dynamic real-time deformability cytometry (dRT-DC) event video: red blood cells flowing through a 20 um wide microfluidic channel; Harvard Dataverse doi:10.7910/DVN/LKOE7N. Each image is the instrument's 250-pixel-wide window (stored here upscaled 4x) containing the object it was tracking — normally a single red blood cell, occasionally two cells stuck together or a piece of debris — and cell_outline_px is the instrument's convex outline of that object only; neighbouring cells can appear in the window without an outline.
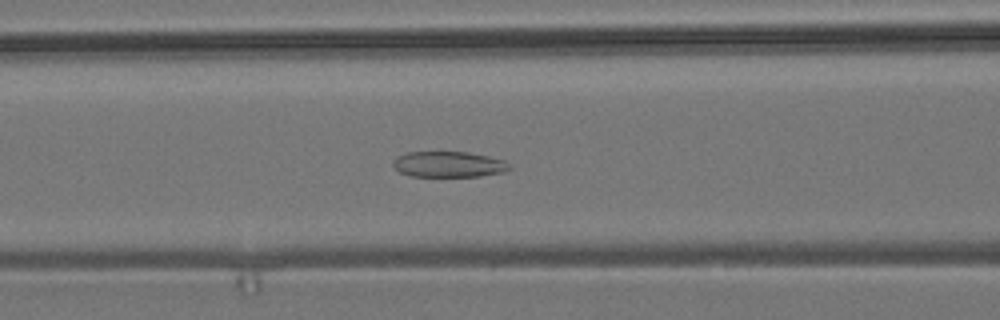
{"species": "common noctule bat (a hibernating species)", "species_latin": "Nyctalus noctula", "temperature_condition": "room temperature", "stored_images_in_passage": 44, "camera_frame_rate_fps": 3000, "um_per_image_px": 0.085, "animal": {"sex": "male", "body_mass_g": 19.2, "forearm_length_mm": 51.8}, "frame": {"image": 1, "passage_image": 14, "time_ms": 4.333, "image_size_px": [1000, 320], "cell_outline_px": [[512, 168], [504, 172], [480, 176], [408, 176], [400, 172], [392, 164], [392, 160], [396, 156], [408, 152], [468, 152], [488, 156], [504, 160], [512, 164]], "centroid_in_image_um": [38.15, 13.96], "position_along_channel_um": 128.4, "area_um2": 17.63}}
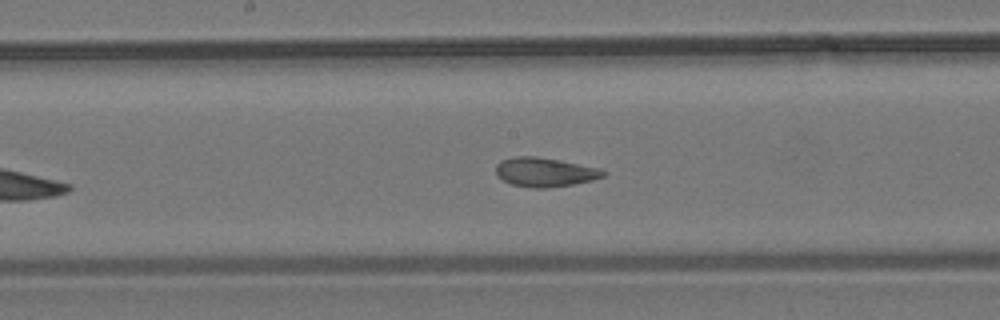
{"frame": {"image": 2, "passage_image": 20, "time_ms": 6.333, "image_size_px": [1000, 320], "cell_outline_px": [[608, 172], [604, 176], [592, 180], [572, 184], [544, 188], [532, 188], [512, 184], [496, 176], [496, 164], [500, 160], [516, 156], [536, 156], [560, 160], [600, 168]], "centroid_in_image_um": [46.3, 14.62], "position_along_channel_um": 201.9, "area_um2": 18.26}}
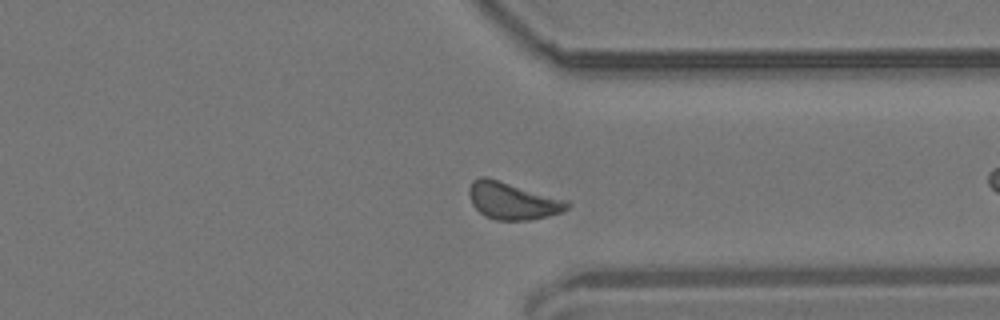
{"frame": {"image": 3, "passage_image": 30, "time_ms": 9.667, "image_size_px": [1000, 320], "cell_outline_px": [[572, 204], [564, 212], [548, 216], [528, 220], [496, 220], [484, 216], [472, 204], [468, 196], [468, 188], [472, 180], [480, 176], [484, 176], [568, 200]], "centroid_in_image_um": [43.57, 17.07], "position_along_channel_um": 367.8, "area_um2": 21.39}, "authors_computed_cell_mechanics": {"area_um2": 20.6924, "velocity_mm_per_s": 3.6819, "shape_relaxation_time_tau1_ms": null, "shape_relaxation_time_tau2_ms": 2.9305, "deformation_change_tau1": null, "deformation_change_tau2": 0.1008}}